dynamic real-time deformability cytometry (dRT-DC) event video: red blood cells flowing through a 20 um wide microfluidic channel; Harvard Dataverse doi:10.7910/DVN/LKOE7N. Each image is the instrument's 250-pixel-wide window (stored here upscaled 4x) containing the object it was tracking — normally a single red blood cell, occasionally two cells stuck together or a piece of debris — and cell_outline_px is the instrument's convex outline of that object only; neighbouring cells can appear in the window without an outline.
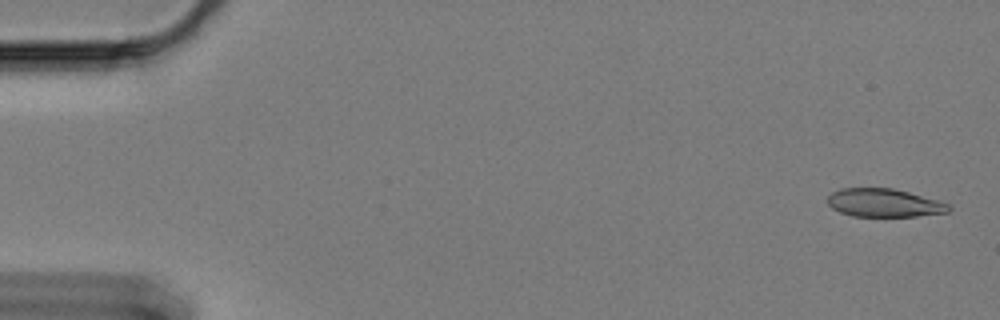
{"species": "Egyptian fruit bat (a non-hibernating species)", "species_latin": "Rousettus aegyptiacus", "temperature_condition": "cold", "stored_images_in_passage": 15, "camera_frame_rate_fps": 3000, "um_per_image_px": 0.085, "animal": {"sex": "female"}, "frame": {"image": 1, "passage_image": 2, "time_ms": 0.333, "image_size_px": [1000, 320], "cell_outline_px": [[952, 208], [948, 212], [916, 216], [852, 216], [840, 212], [832, 208], [828, 204], [828, 196], [832, 192], [840, 188], [892, 188], [940, 200], [948, 204]], "centroid_in_image_um": [75.15, 17.24], "position_along_channel_um": 9.8, "area_um2": 19.94}}